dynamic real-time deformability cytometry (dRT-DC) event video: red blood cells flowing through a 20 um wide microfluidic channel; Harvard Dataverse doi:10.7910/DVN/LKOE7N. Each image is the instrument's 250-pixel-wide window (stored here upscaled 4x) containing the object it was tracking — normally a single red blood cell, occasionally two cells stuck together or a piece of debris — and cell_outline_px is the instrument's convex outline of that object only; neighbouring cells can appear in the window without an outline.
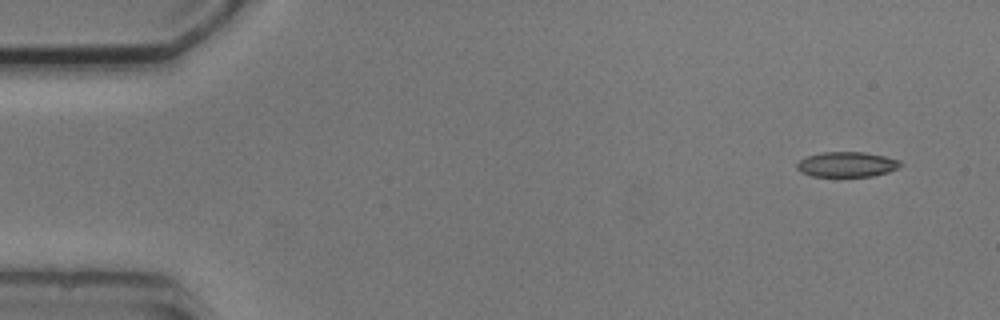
{"species": "common noctule bat (a hibernating species)", "species_latin": "Nyctalus noctula", "temperature_condition": "cold", "stored_images_in_passage": 6, "camera_frame_rate_fps": 3000, "um_per_image_px": 0.085, "animal": {"sex": "male", "body_mass_g": 20.5, "forearm_length_mm": 52.5}, "frame": {"image": 1, "passage_image": 1, "time_ms": 0.0, "image_size_px": [1000, 320], "cell_outline_px": [[904, 164], [900, 168], [888, 172], [872, 176], [812, 176], [800, 172], [796, 168], [796, 164], [800, 160], [808, 156], [820, 152], [864, 152], [884, 156], [900, 160]], "centroid_in_image_um": [72.01, 13.97], "position_along_channel_um": 13.0, "area_um2": 15.26}}
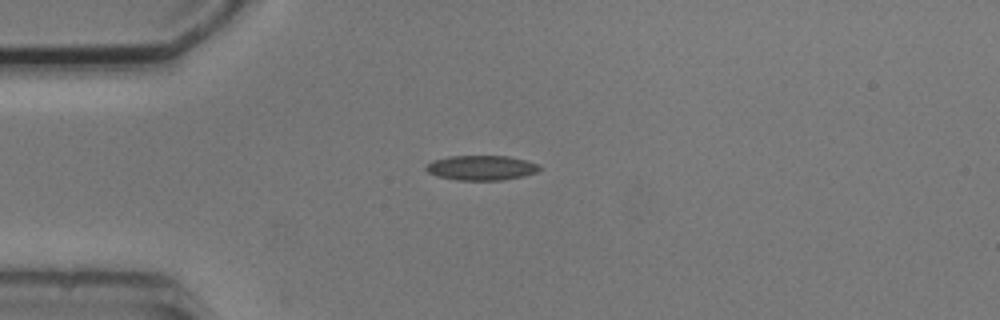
{"frame": {"image": 2, "passage_image": 4, "time_ms": 3.333, "image_size_px": [1000, 320], "cell_outline_px": [[544, 168], [536, 172], [524, 176], [500, 180], [456, 180], [436, 176], [428, 172], [424, 168], [432, 160], [448, 156], [508, 156], [524, 160], [536, 164]], "centroid_in_image_um": [40.89, 14.26], "position_along_channel_um": 44.1, "area_um2": 16.42}}
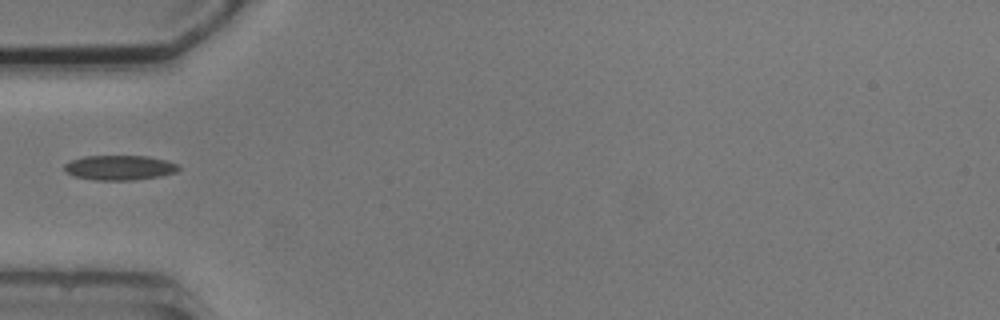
{"frame": {"image": 3, "passage_image": 5, "time_ms": 4.667, "image_size_px": [1000, 320], "cell_outline_px": [[180, 168], [176, 172], [160, 176], [136, 180], [96, 180], [76, 176], [64, 172], [64, 164], [72, 160], [84, 156], [148, 156], [168, 160], [180, 164]], "centroid_in_image_um": [10.21, 14.24], "position_along_channel_um": 74.8, "area_um2": 16.65}}